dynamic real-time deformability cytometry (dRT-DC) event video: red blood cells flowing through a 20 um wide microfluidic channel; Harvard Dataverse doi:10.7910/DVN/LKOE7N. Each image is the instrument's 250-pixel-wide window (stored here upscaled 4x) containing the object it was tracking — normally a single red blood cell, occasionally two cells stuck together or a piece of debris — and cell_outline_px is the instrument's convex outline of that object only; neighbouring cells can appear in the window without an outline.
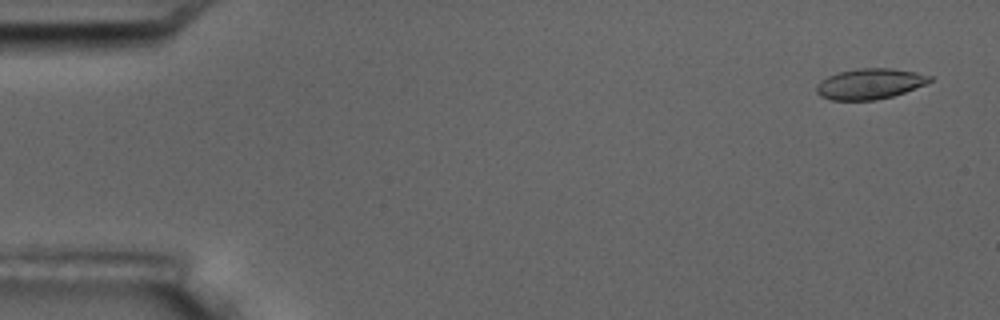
{"species": "common noctule bat (a hibernating species)", "species_latin": "Nyctalus noctula", "temperature_condition": "room temperature", "stored_images_in_passage": 5, "camera_frame_rate_fps": 3000, "um_per_image_px": 0.085, "animal": {"sex": "male", "body_mass_g": 17.5, "forearm_length_mm": 52.3}, "frame": {"image": 1, "passage_image": 1, "time_ms": 0.0, "image_size_px": [1000, 320], "cell_outline_px": [[932, 80], [924, 84], [904, 92], [892, 96], [876, 100], [832, 100], [820, 96], [816, 92], [816, 84], [820, 80], [828, 76], [840, 72], [856, 68], [892, 68], [916, 72], [932, 76]], "centroid_in_image_um": [73.9, 7.12], "position_along_channel_um": 11.1, "area_um2": 20.17}}